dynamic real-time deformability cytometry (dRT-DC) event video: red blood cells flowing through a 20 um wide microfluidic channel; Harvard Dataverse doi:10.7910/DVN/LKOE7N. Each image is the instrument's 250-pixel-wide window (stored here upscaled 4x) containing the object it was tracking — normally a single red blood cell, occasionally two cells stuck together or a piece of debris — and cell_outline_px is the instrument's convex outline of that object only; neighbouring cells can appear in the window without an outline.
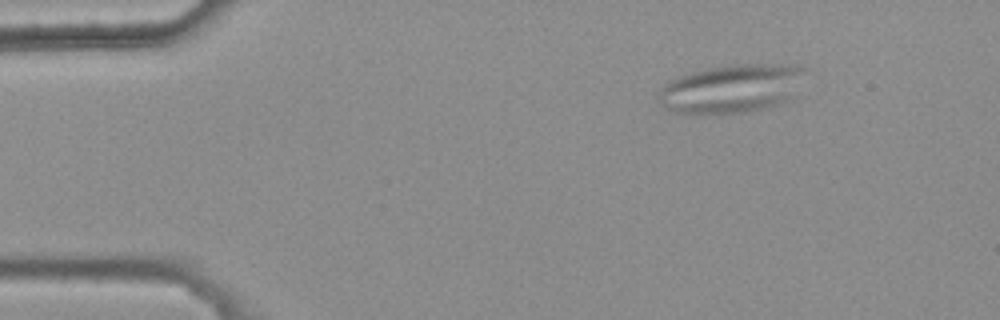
{"species": "common noctule bat (a hibernating species)", "species_latin": "Nyctalus noctula", "temperature_condition": "warm", "stored_images_in_passage": 48, "segment_of_instrument_passage": [1, 2], "camera_frame_rate_fps": 3000, "um_per_image_px": 0.085, "animal": {"sex": "female", "body_mass_g": 25.1}, "frame": {"image": 1, "passage_image": 6, "time_ms": 1.667, "image_size_px": [1000, 320], "cell_outline_px": [[808, 68], [792, 100], [780, 104], [764, 108], [744, 112], [716, 116], [696, 116], [676, 112], [668, 108], [656, 100], [656, 92], [668, 80], [676, 76], [708, 68], [732, 64], [780, 64]], "centroid_in_image_um": [62.14, 7.57], "position_along_channel_um": 22.9, "area_um2": 42.77}}